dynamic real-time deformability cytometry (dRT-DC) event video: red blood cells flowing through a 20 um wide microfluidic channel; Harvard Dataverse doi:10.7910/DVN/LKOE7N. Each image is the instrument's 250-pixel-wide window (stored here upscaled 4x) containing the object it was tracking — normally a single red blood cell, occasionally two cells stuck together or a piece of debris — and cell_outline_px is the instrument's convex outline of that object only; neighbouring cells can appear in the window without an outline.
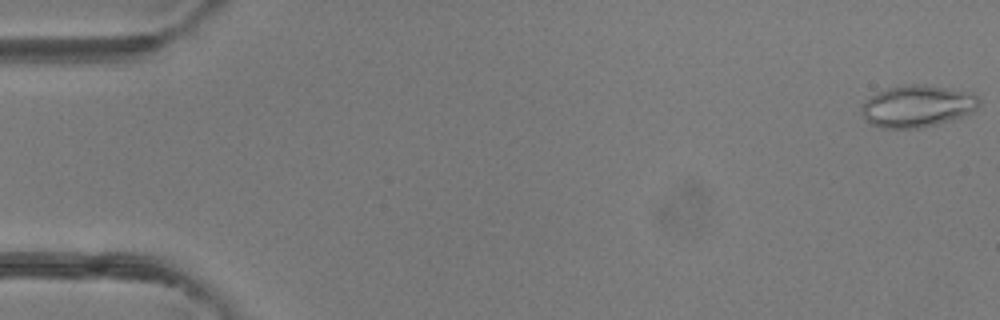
{"species": "common noctule bat (a hibernating species)", "species_latin": "Nyctalus noctula", "temperature_condition": "room temperature", "stored_images_in_passage": 49, "camera_frame_rate_fps": 3000, "um_per_image_px": 0.085, "animal": {"sex": "female"}, "frame": {"image": 1, "passage_image": 1, "time_ms": 0.0, "image_size_px": [1000, 320], "cell_outline_px": [[980, 104], [972, 112], [936, 124], [920, 128], [880, 128], [872, 124], [860, 112], [860, 104], [864, 100], [888, 88], [904, 84], [924, 84], [972, 92], [980, 100]], "centroid_in_image_um": [77.95, 9.01], "position_along_channel_um": 7.1, "area_um2": 28.61}}
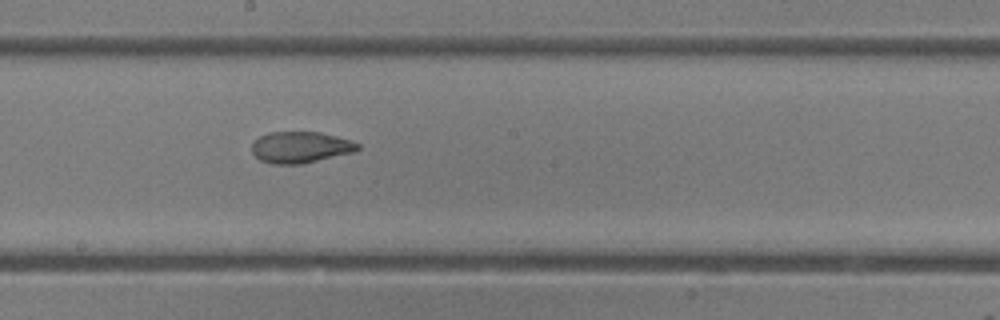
{"frame": {"image": 2, "passage_image": 27, "time_ms": 8.667, "image_size_px": [1000, 320], "cell_outline_px": [[360, 148], [352, 152], [300, 164], [272, 164], [260, 160], [252, 152], [252, 144], [260, 136], [268, 132], [320, 132], [352, 140], [360, 144]], "centroid_in_image_um": [25.53, 12.51], "position_along_channel_um": 222.7, "area_um2": 19.19}}
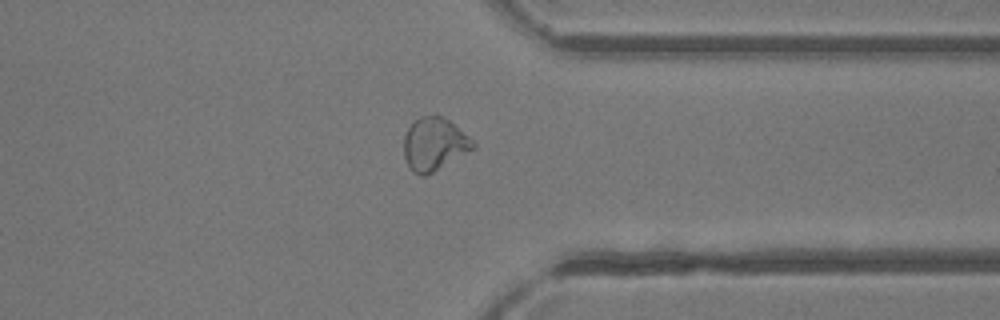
{"frame": {"image": 3, "passage_image": 38, "time_ms": 12.333, "image_size_px": [1000, 320], "cell_outline_px": [[476, 148], [432, 172], [424, 176], [420, 176], [412, 172], [404, 156], [404, 136], [408, 128], [420, 116], [444, 116], [468, 136], [476, 144]], "centroid_in_image_um": [36.91, 12.26], "position_along_channel_um": 374.5, "area_um2": 21.1}, "authors_computed_cell_mechanics": {"area_um2": 21.5594, "velocity_mm_per_s": 4.243, "shape_relaxation_time_tau1_ms": 10.3622, "shape_relaxation_time_tau2_ms": 1.4658, "deformation_change_tau1": 0.256, "deformation_change_tau2": 0.0467}}